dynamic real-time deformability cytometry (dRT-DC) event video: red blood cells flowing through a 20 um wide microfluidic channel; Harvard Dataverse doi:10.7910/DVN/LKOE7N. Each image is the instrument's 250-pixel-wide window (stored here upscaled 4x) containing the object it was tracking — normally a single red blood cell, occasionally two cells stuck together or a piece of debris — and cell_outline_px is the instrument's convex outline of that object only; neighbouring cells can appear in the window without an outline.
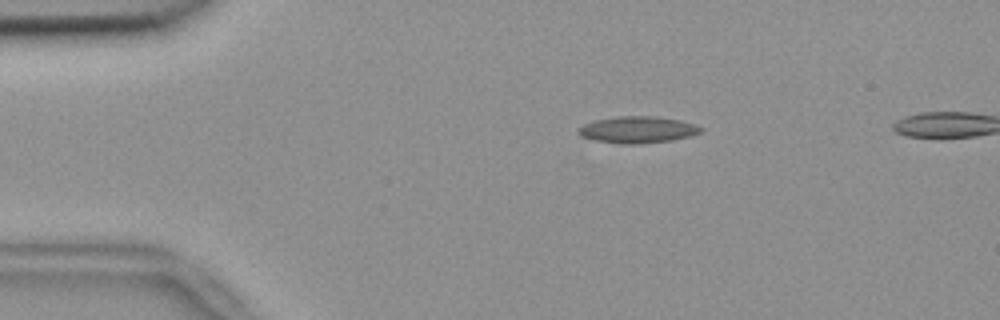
{"species": "common noctule bat (a hibernating species)", "species_latin": "Nyctalus noctula", "temperature_condition": "room temperature", "stored_images_in_passage": 47, "camera_frame_rate_fps": 3000, "um_per_image_px": 0.085, "animal": {"sex": "female", "body_mass_g": 18.4}, "frame": {"image": 1, "passage_image": 5, "time_ms": 1.333, "image_size_px": [1000, 320], "cell_outline_px": [[704, 128], [700, 132], [688, 136], [672, 140], [636, 144], [620, 144], [596, 140], [580, 136], [576, 132], [576, 128], [584, 124], [596, 120], [616, 116], [656, 116], [680, 120], [696, 124]], "centroid_in_image_um": [54.17, 11.02], "position_along_channel_um": 30.8, "area_um2": 19.07}}
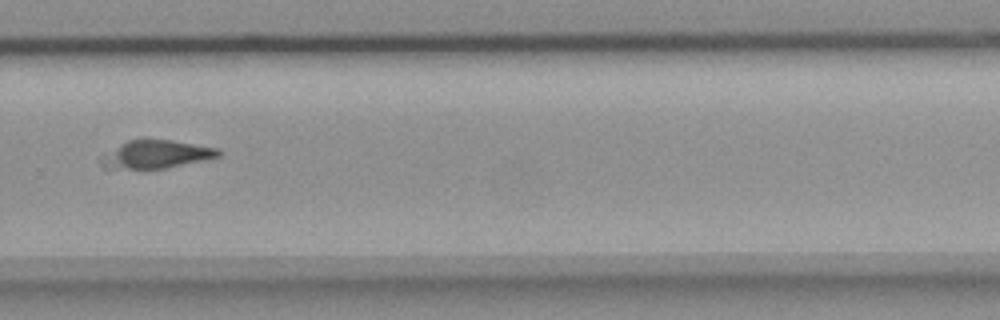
{"frame": {"image": 2, "passage_image": 32, "time_ms": 10.333, "image_size_px": [1000, 320], "cell_outline_px": [[224, 152], [220, 156], [204, 160], [164, 168], [104, 168], [100, 164], [100, 160], [120, 144], [128, 140], [172, 140], [220, 148]], "centroid_in_image_um": [13.37, 13.11], "position_along_channel_um": 316.4, "area_um2": 18.79}}
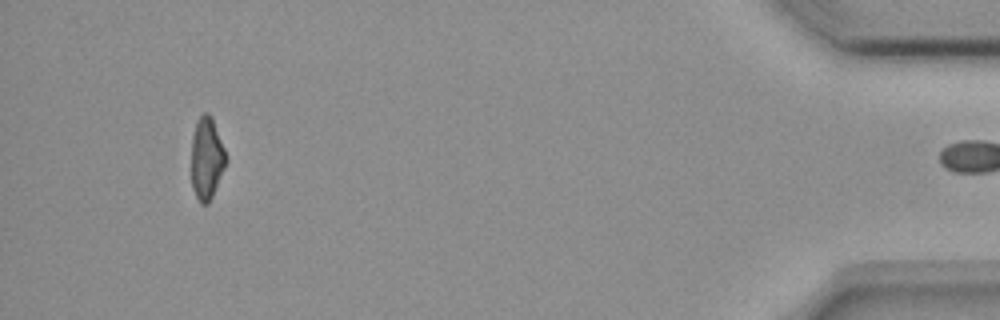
{"frame": {"image": 3, "passage_image": 46, "time_ms": 15.0, "image_size_px": [1000, 320], "cell_outline_px": [[228, 160], [212, 196], [208, 204], [200, 204], [192, 188], [192, 136], [196, 120], [204, 112], [208, 112], [212, 116], [228, 156]], "centroid_in_image_um": [17.59, 13.43], "position_along_channel_um": 417.6, "area_um2": 16.82}}